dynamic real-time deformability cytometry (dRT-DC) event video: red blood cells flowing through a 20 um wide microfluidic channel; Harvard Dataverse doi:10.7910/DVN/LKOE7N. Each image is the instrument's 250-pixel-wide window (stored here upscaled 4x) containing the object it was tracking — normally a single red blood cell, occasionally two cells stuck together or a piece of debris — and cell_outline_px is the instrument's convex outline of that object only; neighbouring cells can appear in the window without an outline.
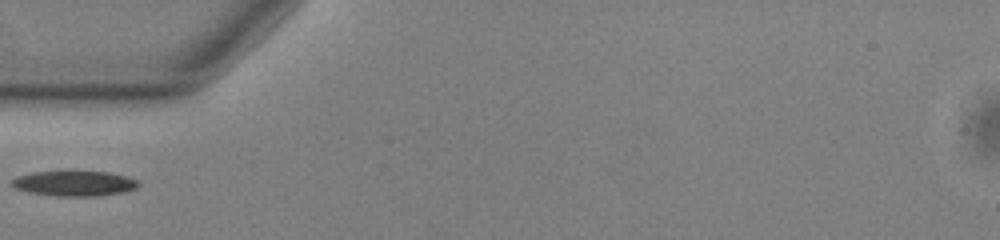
{"species": "common noctule bat (a hibernating species)", "species_latin": "Nyctalus noctula", "temperature_condition": "warm", "stored_images_in_passage": 34, "camera_frame_rate_fps": 3000, "um_per_image_px": 0.085, "animal": {"sex": "male", "body_mass_g": 13.0, "forearm_length_mm": 53.1}, "frame": {"image": 1, "passage_image": 1, "time_ms": 0.0, "image_size_px": [1000, 240], "cell_outline_px": [[140, 184], [136, 188], [120, 192], [96, 196], [56, 196], [28, 192], [16, 188], [12, 184], [12, 180], [16, 176], [32, 172], [108, 172], [124, 176], [136, 180]], "centroid_in_image_um": [6.28, 15.59], "position_along_channel_um": 78.7, "area_um2": 18.21}}
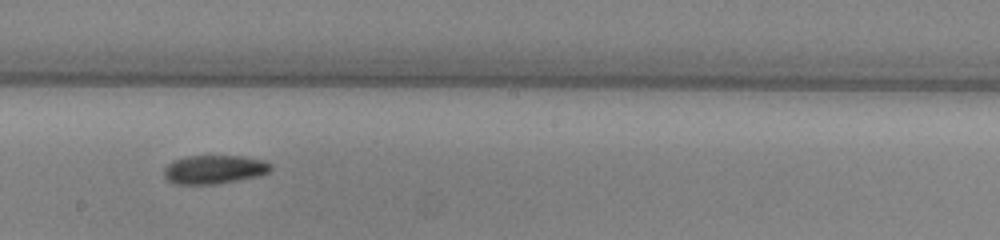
{"frame": {"image": 2, "passage_image": 13, "time_ms": 4.0, "image_size_px": [1000, 240], "cell_outline_px": [[272, 168], [268, 172], [256, 176], [216, 184], [172, 184], [164, 176], [164, 168], [172, 160], [188, 156], [244, 156], [264, 160], [272, 164]], "centroid_in_image_um": [18.19, 14.4], "position_along_channel_um": 230.0, "area_um2": 17.86}}
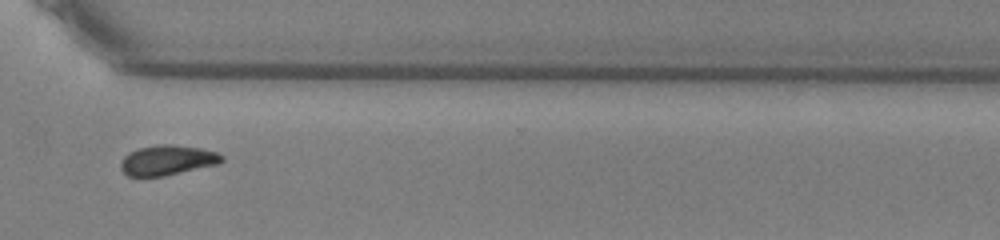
{"frame": {"image": 3, "passage_image": 23, "time_ms": 7.333, "image_size_px": [1000, 240], "cell_outline_px": [[224, 160], [216, 164], [164, 176], [140, 180], [128, 176], [120, 168], [120, 160], [128, 152], [140, 148], [156, 144], [172, 144], [204, 148], [216, 152], [224, 156]], "centroid_in_image_um": [14.15, 13.64], "position_along_channel_um": 356.4, "area_um2": 18.26}}